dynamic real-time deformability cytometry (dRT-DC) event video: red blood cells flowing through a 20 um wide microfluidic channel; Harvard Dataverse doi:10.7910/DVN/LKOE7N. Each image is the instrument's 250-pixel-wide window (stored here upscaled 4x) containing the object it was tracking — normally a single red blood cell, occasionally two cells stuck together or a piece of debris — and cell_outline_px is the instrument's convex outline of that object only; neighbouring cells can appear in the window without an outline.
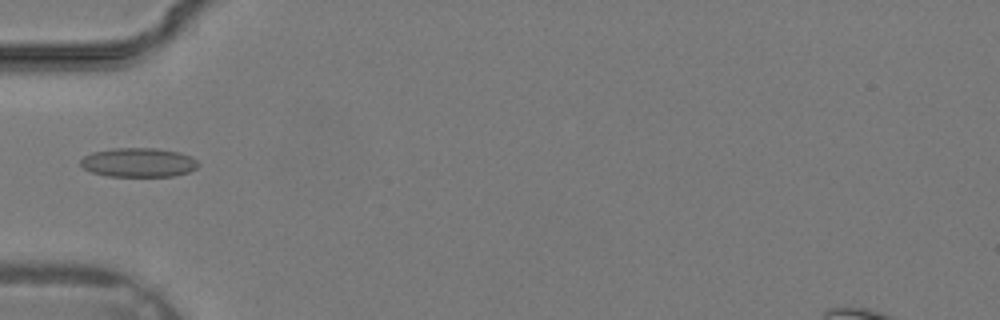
{"species": "common noctule bat (a hibernating species)", "species_latin": "Nyctalus noctula", "temperature_condition": "warm", "stored_images_in_passage": 32, "camera_frame_rate_fps": 3000, "um_per_image_px": 0.085, "animal": {"sex": "male", "body_mass_g": 19.2, "forearm_length_mm": 51.8}, "frame": {"image": 1, "passage_image": 9, "time_ms": 2.667, "image_size_px": [1000, 320], "cell_outline_px": [[200, 164], [196, 168], [188, 172], [172, 176], [108, 176], [92, 172], [84, 168], [80, 164], [80, 160], [84, 156], [92, 152], [112, 148], [156, 148], [180, 152], [192, 156]], "centroid_in_image_um": [11.78, 13.8], "position_along_channel_um": 73.2, "area_um2": 20.06}}
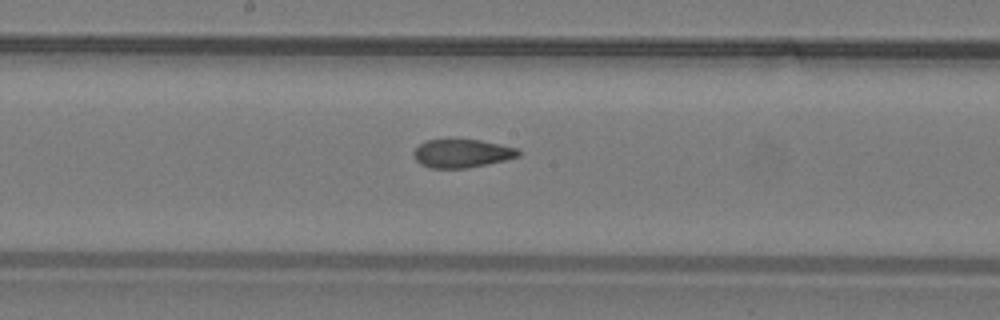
{"frame": {"image": 2, "passage_image": 16, "time_ms": 5.0, "image_size_px": [1000, 320], "cell_outline_px": [[520, 156], [504, 160], [468, 168], [428, 168], [420, 164], [412, 156], [412, 152], [420, 144], [428, 140], [480, 140], [516, 148], [520, 152]], "centroid_in_image_um": [39.22, 13.05], "position_along_channel_um": 209.0, "area_um2": 17.17}}
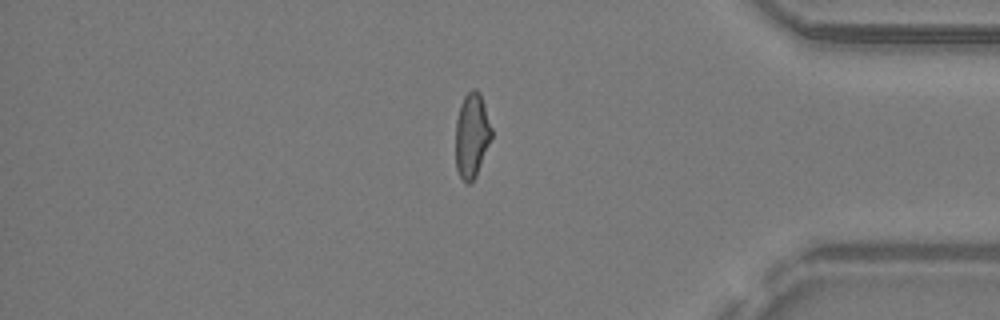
{"frame": {"image": 3, "passage_image": 27, "time_ms": 8.667, "image_size_px": [1000, 320], "cell_outline_px": [[492, 136], [476, 176], [468, 184], [460, 176], [456, 168], [456, 120], [460, 104], [464, 96], [472, 88], [476, 88], [480, 92], [492, 128]], "centroid_in_image_um": [40.1, 11.47], "position_along_channel_um": 395.1, "area_um2": 17.69}}